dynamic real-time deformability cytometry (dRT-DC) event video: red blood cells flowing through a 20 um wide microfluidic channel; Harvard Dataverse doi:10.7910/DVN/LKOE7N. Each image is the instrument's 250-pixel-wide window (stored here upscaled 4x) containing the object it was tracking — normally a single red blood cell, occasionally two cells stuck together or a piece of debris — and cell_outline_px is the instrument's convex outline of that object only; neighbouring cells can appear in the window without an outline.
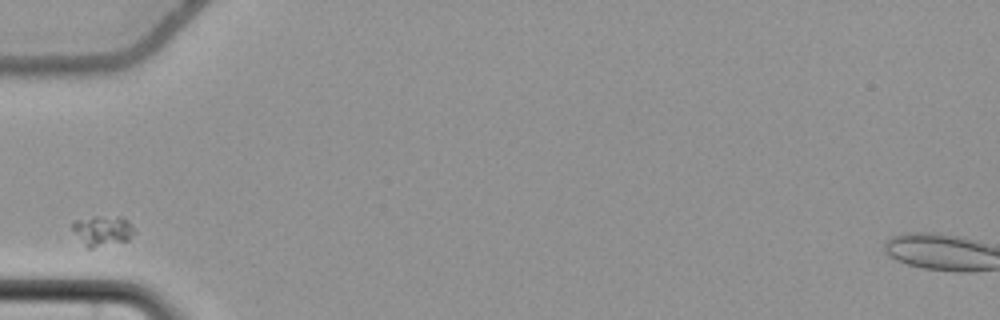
{"species": "common noctule bat (a hibernating species)", "species_latin": "Nyctalus noctula", "temperature_condition": "cold", "stored_images_in_passage": 7, "camera_frame_rate_fps": 3000, "um_per_image_px": 0.085, "animal": {"sex": "female", "body_mass_g": 22.7, "forearm_length_mm": 54.2}, "frame": {"image": 1, "passage_image": 1, "time_ms": 0.0, "image_size_px": [1000, 320], "cell_outline_px": [[136, 232], [128, 240], [92, 248], [88, 248], [84, 244], [72, 228], [72, 224], [76, 220], [92, 216], [120, 216], [128, 220]], "centroid_in_image_um": [8.75, 19.58], "position_along_channel_um": 76.2, "area_um2": 10.87}}
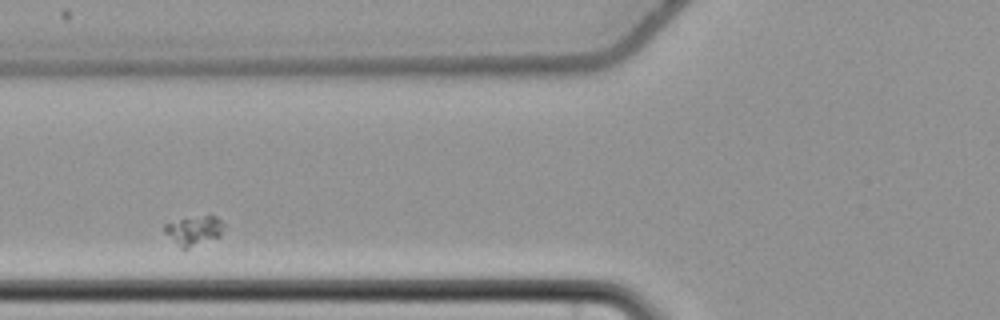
{"frame": {"image": 2, "passage_image": 4, "time_ms": 1.0, "image_size_px": [1000, 320], "cell_outline_px": [[224, 228], [220, 236], [188, 248], [180, 248], [164, 232], [164, 224], [212, 212], [224, 224]], "centroid_in_image_um": [16.52, 19.56], "position_along_channel_um": 109.3, "area_um2": 10.23}}
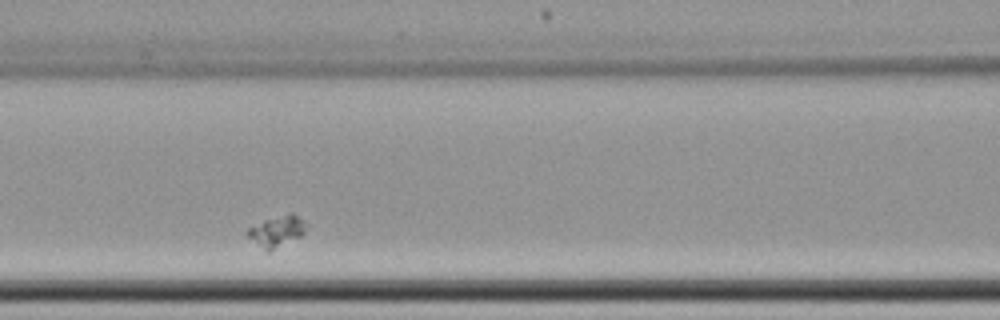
{"frame": {"image": 3, "passage_image": 7, "time_ms": 2.0, "image_size_px": [1000, 320], "cell_outline_px": [[308, 224], [304, 232], [300, 236], [268, 252], [248, 236], [244, 232], [248, 228], [264, 220], [288, 212], [292, 212], [304, 220]], "centroid_in_image_um": [23.55, 19.61], "position_along_channel_um": 143.0, "area_um2": 10.52}}